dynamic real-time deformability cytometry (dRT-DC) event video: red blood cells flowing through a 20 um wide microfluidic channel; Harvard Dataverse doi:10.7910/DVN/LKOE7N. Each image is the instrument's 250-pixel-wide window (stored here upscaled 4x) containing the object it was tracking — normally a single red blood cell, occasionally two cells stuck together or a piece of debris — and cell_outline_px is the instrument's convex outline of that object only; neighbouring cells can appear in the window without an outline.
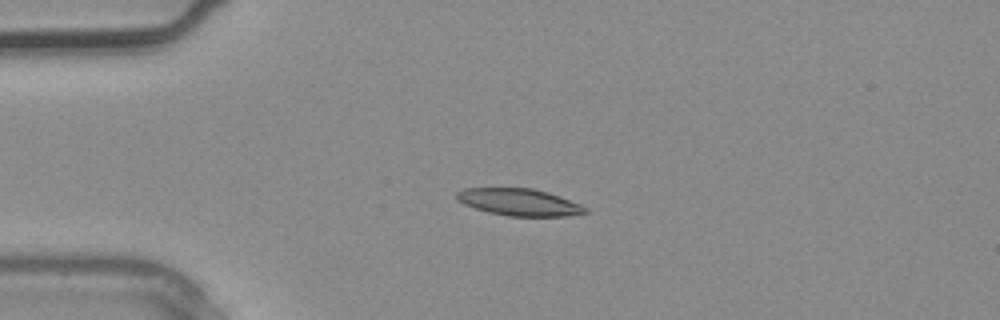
{"species": "common noctule bat (a hibernating species)", "species_latin": "Nyctalus noctula", "temperature_condition": "warm", "stored_images_in_passage": 2, "camera_frame_rate_fps": 3000, "um_per_image_px": 0.085, "animal": {"sex": "male", "body_mass_g": 20.4}, "frame": {"image": 1, "passage_image": 1, "time_ms": 0.0, "image_size_px": [1000, 320], "cell_outline_px": [[588, 212], [564, 216], [508, 216], [488, 212], [464, 204], [456, 200], [456, 192], [464, 188], [532, 188], [548, 192], [580, 204], [588, 208]], "centroid_in_image_um": [44.11, 17.18], "position_along_channel_um": 40.9, "area_um2": 20.17}}
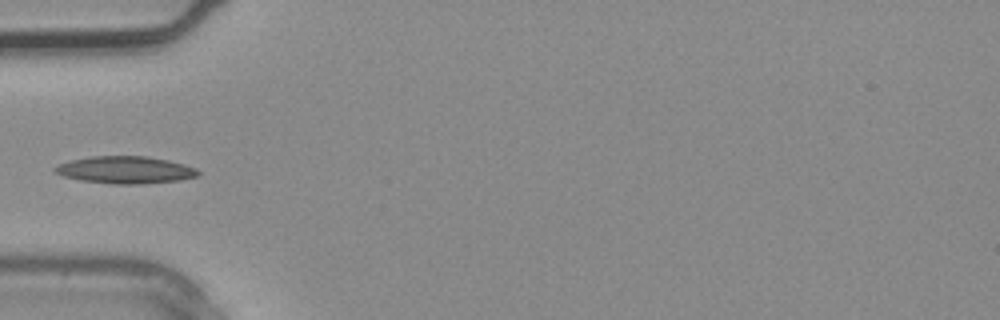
{"frame": {"image": 2, "passage_image": 2, "time_ms": 0.333, "image_size_px": [1000, 320], "cell_outline_px": [[200, 172], [196, 176], [176, 180], [144, 184], [112, 184], [80, 180], [64, 176], [56, 172], [52, 168], [56, 164], [72, 160], [92, 156], [148, 156], [168, 160], [184, 164], [196, 168]], "centroid_in_image_um": [10.63, 14.44], "position_along_channel_um": 74.4, "area_um2": 22.66}}